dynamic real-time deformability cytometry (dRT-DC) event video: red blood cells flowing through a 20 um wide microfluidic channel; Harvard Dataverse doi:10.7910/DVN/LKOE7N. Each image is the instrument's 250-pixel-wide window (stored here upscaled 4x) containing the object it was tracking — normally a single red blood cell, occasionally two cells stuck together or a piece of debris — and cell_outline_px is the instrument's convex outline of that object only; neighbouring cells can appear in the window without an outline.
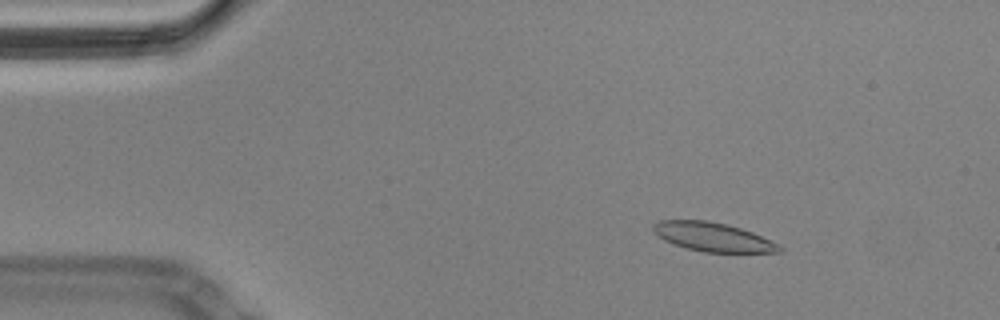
{"species": "Egyptian fruit bat (a non-hibernating species)", "species_latin": "Rousettus aegyptiacus", "temperature_condition": "cold", "stored_images_in_passage": 53, "camera_frame_rate_fps": 3000, "um_per_image_px": 0.085, "animal": {"sex": "male"}, "frame": {"image": 1, "passage_image": 4, "time_ms": 1.0, "image_size_px": [1000, 320], "cell_outline_px": [[784, 252], [704, 252], [688, 248], [664, 240], [652, 228], [652, 224], [660, 220], [708, 220], [728, 224], [752, 232], [780, 244], [784, 248]], "centroid_in_image_um": [60.65, 20.13], "position_along_channel_um": 24.3, "area_um2": 21.15}}
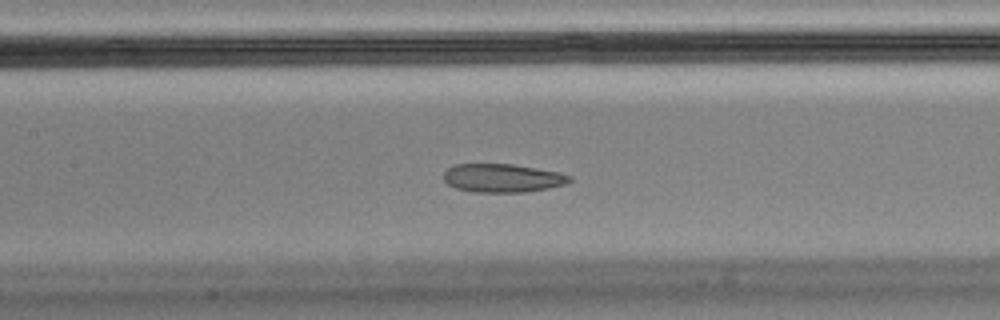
{"frame": {"image": 2, "passage_image": 22, "time_ms": 7.0, "image_size_px": [1000, 320], "cell_outline_px": [[572, 180], [568, 184], [528, 192], [472, 192], [456, 188], [448, 184], [444, 180], [444, 172], [452, 164], [512, 164], [560, 172], [572, 176]], "centroid_in_image_um": [42.74, 15.13], "position_along_channel_um": 164.7, "area_um2": 21.1}}
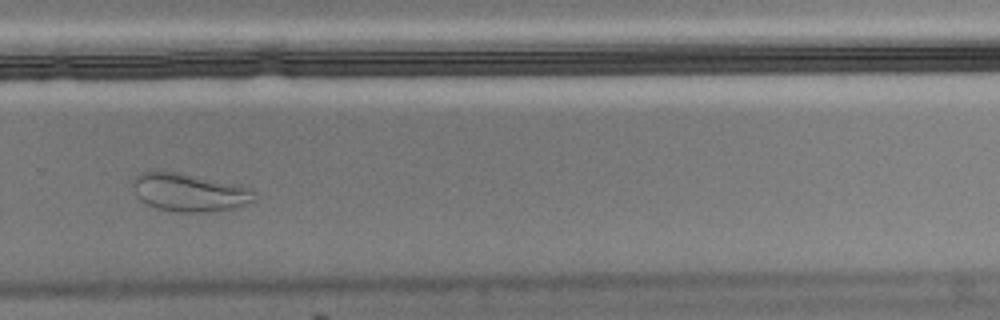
{"frame": {"image": 3, "passage_image": 35, "time_ms": 11.333, "image_size_px": [1000, 320], "cell_outline_px": [[256, 200], [248, 204], [236, 208], [208, 212], [180, 212], [156, 208], [140, 200], [136, 192], [132, 180], [140, 172], [176, 172], [236, 184], [248, 188], [256, 192]], "centroid_in_image_um": [16.14, 16.37], "position_along_channel_um": 313.7, "area_um2": 26.76}}